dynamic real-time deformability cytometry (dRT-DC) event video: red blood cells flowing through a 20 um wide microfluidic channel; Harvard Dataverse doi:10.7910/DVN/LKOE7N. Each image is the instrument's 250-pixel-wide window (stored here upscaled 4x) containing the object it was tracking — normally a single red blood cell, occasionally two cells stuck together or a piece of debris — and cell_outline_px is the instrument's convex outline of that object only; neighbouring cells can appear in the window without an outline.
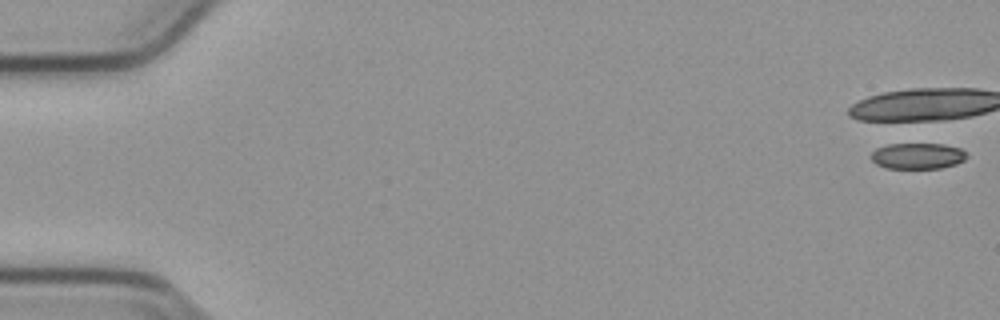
{"species": "common noctule bat (a hibernating species)", "species_latin": "Nyctalus noctula", "temperature_condition": "cold", "stored_images_in_passage": 21, "camera_frame_rate_fps": 3000, "um_per_image_px": 0.085, "animal": {"sex": "male", "body_mass_g": 23.1, "forearm_length_mm": 52.7}, "frame": {"image": 1, "passage_image": 1, "time_ms": 0.0, "image_size_px": [1000, 320], "cell_outline_px": [[968, 156], [964, 160], [956, 164], [940, 168], [884, 168], [876, 164], [872, 160], [872, 152], [876, 148], [888, 144], [944, 144], [960, 148], [968, 152]], "centroid_in_image_um": [78.02, 13.25], "position_along_channel_um": 7.0, "area_um2": 14.57}}